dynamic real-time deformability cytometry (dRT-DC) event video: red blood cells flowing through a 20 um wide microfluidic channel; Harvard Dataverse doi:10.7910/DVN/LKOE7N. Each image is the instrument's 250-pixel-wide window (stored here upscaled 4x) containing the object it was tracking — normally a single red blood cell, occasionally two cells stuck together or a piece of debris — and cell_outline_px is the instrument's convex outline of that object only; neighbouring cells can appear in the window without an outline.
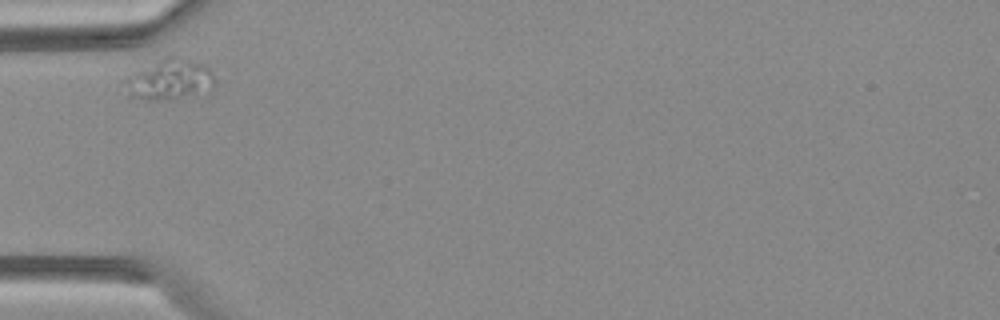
{"species": "Egyptian fruit bat (a non-hibernating species)", "species_latin": "Rousettus aegyptiacus", "temperature_condition": "warm", "stored_images_in_passage": 8, "camera_frame_rate_fps": 3000, "um_per_image_px": 0.085, "animal": {"sex": "female"}, "frame": {"image": 1, "passage_image": 1, "time_ms": 0.0, "image_size_px": [1000, 320], "cell_outline_px": [[216, 80], [212, 88], [208, 92], [168, 100], [140, 100], [128, 96], [124, 80], [132, 72], [168, 56], [180, 56], [208, 64], [212, 68]], "centroid_in_image_um": [14.48, 6.76], "position_along_channel_um": 70.5, "area_um2": 21.96}}
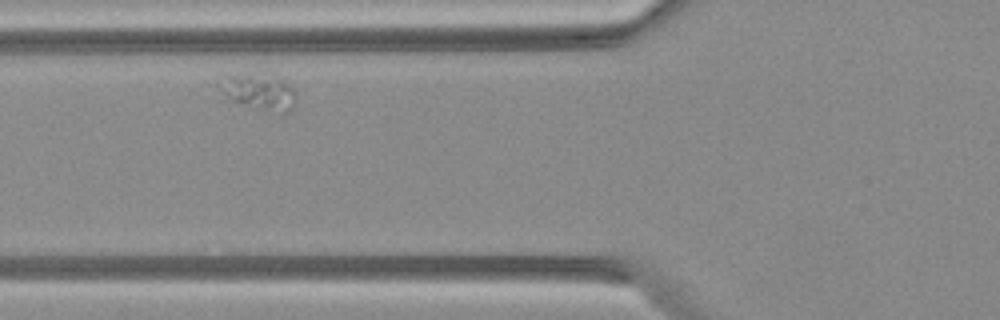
{"frame": {"image": 2, "passage_image": 2, "time_ms": 0.333, "image_size_px": [1000, 320], "cell_outline_px": [[296, 100], [292, 108], [280, 116], [240, 104], [228, 96], [216, 84], [220, 76], [224, 72], [264, 72], [276, 76], [288, 84], [296, 92]], "centroid_in_image_um": [21.98, 7.75], "position_along_channel_um": 103.8, "area_um2": 17.28}}